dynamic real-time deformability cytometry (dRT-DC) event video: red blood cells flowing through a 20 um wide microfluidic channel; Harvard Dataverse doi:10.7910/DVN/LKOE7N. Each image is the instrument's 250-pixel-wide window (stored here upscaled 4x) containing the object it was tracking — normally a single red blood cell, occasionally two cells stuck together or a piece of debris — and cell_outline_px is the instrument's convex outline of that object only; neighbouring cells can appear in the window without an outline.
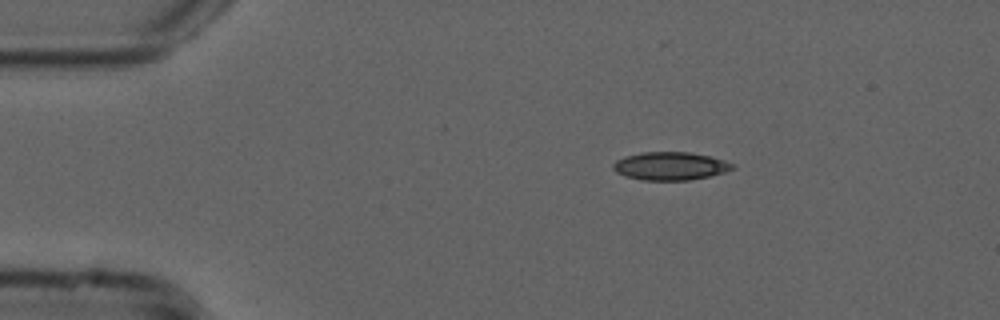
{"species": "common noctule bat (a hibernating species)", "species_latin": "Nyctalus noctula", "temperature_condition": "cold", "stored_images_in_passage": 38, "camera_frame_rate_fps": 3000, "um_per_image_px": 0.085, "animal": {"sex": "male", "forearm_length_mm": 52.5}, "frame": {"image": 1, "passage_image": 1, "time_ms": 0.0, "image_size_px": [1000, 320], "cell_outline_px": [[736, 168], [724, 172], [708, 176], [688, 180], [640, 180], [624, 176], [616, 172], [612, 168], [612, 164], [616, 160], [624, 156], [640, 152], [688, 152], [708, 156], [724, 160], [736, 164]], "centroid_in_image_um": [56.94, 14.11], "position_along_channel_um": 28.1, "area_um2": 19.65}}
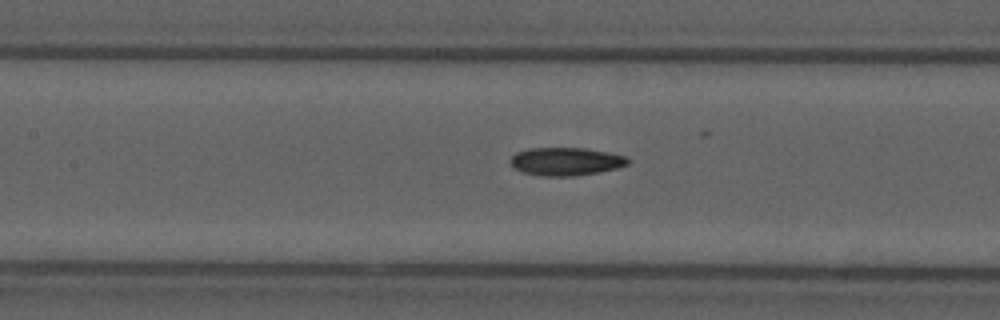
{"frame": {"image": 2, "passage_image": 16, "time_ms": 5.0, "image_size_px": [1000, 320], "cell_outline_px": [[632, 160], [628, 164], [616, 168], [600, 172], [576, 176], [544, 176], [524, 172], [512, 168], [512, 156], [516, 152], [528, 148], [584, 148], [608, 152], [628, 156]], "centroid_in_image_um": [48.15, 13.72], "position_along_channel_um": 159.3, "area_um2": 19.31}}
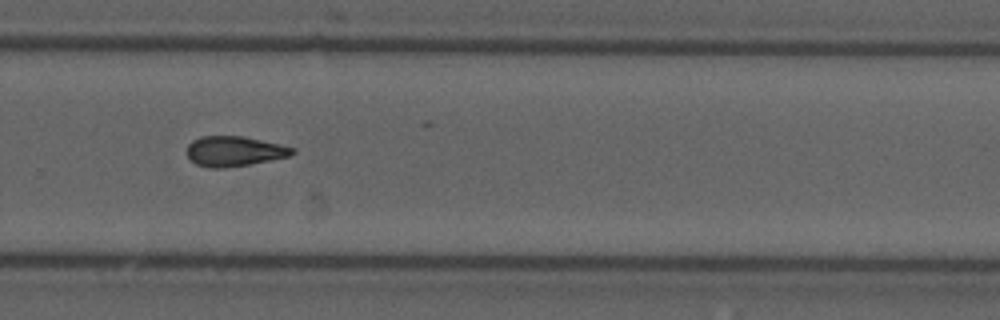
{"frame": {"image": 3, "passage_image": 28, "time_ms": 9.0, "image_size_px": [1000, 320], "cell_outline_px": [[296, 152], [288, 156], [272, 160], [224, 168], [208, 168], [196, 164], [188, 156], [188, 144], [192, 140], [200, 136], [244, 136], [296, 148]], "centroid_in_image_um": [19.92, 12.85], "position_along_channel_um": 309.9, "area_um2": 18.44}, "authors_computed_cell_mechanics": {"area_um2": 18.8428, "velocity_mm_per_s": 3.7762, "shape_relaxation_time_tau1_ms": null, "shape_relaxation_time_tau2_ms": 9.036, "deformation_change_tau1": null, "deformation_change_tau2": 0.179}}